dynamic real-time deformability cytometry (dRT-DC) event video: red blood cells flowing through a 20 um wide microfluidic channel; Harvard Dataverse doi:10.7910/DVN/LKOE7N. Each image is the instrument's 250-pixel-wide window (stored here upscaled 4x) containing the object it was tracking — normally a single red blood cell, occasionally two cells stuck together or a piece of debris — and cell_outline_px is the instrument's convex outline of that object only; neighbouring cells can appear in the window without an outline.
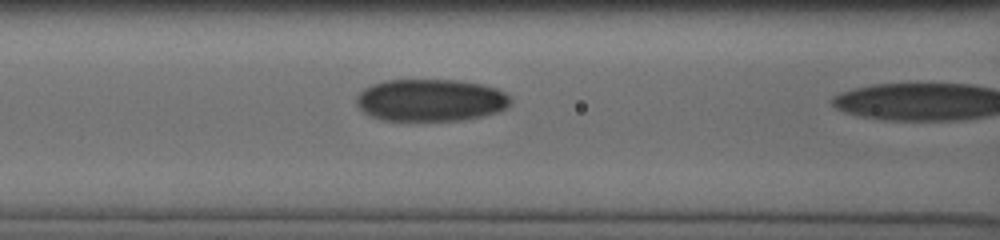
{"species": "human", "species_latin": "Homo sapiens", "temperature_condition": "cold", "stored_images_in_passage": 11, "camera_frame_rate_fps": 3000, "um_per_image_px": 0.085, "donor": {"sex": "male"}, "frame": {"image": 1, "passage_image": 10, "time_ms": 3.0, "image_size_px": [1000, 240], "cell_outline_px": [[512, 100], [504, 108], [496, 112], [480, 116], [460, 120], [384, 120], [368, 116], [356, 104], [356, 96], [364, 88], [372, 84], [384, 80], [460, 80], [480, 84], [496, 88], [504, 92]], "centroid_in_image_um": [36.55, 8.5], "position_along_channel_um": 130.0, "area_um2": 37.8}}